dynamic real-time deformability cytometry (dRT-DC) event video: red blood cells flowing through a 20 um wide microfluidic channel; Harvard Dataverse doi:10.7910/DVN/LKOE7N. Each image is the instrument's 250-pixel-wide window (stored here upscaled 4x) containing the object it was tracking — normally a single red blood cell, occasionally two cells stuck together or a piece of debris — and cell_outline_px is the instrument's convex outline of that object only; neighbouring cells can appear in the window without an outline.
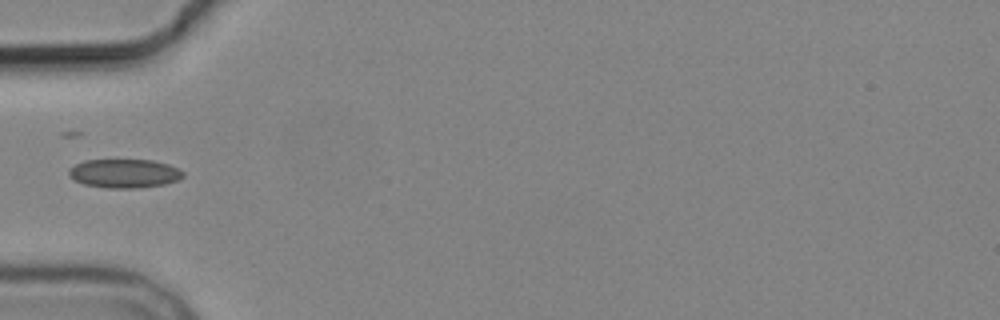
{"species": "common noctule bat (a hibernating species)", "species_latin": "Nyctalus noctula", "temperature_condition": "cold", "stored_images_in_passage": 2, "camera_frame_rate_fps": 3000, "um_per_image_px": 0.085, "animal": {"sex": "male", "body_mass_g": 19.2, "forearm_length_mm": 51.8}, "frame": {"image": 1, "passage_image": 2, "time_ms": 1.667, "image_size_px": [1000, 320], "cell_outline_px": [[184, 176], [180, 180], [164, 184], [140, 188], [108, 188], [84, 184], [68, 176], [68, 168], [84, 160], [152, 160], [168, 164], [184, 172]], "centroid_in_image_um": [10.57, 14.74], "position_along_channel_um": 74.4, "area_um2": 19.25}}